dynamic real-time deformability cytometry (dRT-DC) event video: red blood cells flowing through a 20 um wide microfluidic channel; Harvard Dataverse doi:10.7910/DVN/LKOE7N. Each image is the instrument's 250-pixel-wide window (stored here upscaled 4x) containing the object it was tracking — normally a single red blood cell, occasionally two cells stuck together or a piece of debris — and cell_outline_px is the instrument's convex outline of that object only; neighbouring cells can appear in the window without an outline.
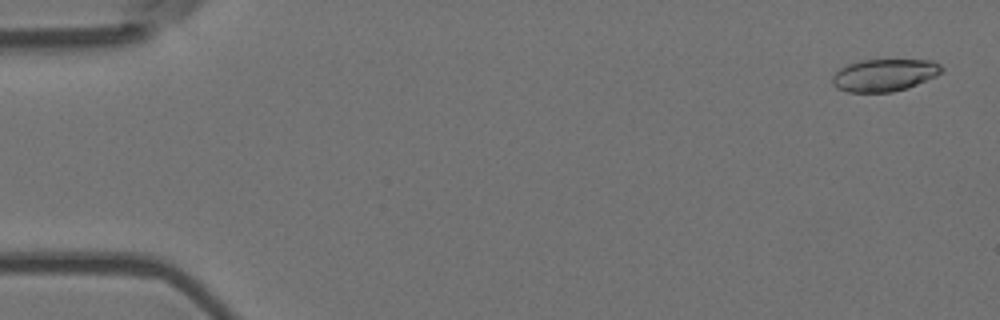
{"species": "Egyptian fruit bat (a non-hibernating species)", "species_latin": "Rousettus aegyptiacus", "temperature_condition": "room temperature", "stored_images_in_passage": 5, "camera_frame_rate_fps": 3000, "um_per_image_px": 0.085, "animal": {"sex": "female"}, "frame": {"image": 1, "passage_image": 1, "time_ms": 0.0, "image_size_px": [1000, 320], "cell_outline_px": [[944, 72], [936, 76], [908, 88], [892, 92], [848, 92], [836, 88], [832, 84], [832, 76], [840, 68], [848, 64], [860, 60], [932, 60], [940, 64], [944, 68]], "centroid_in_image_um": [75.19, 6.38], "position_along_channel_um": 9.8, "area_um2": 20.75}}
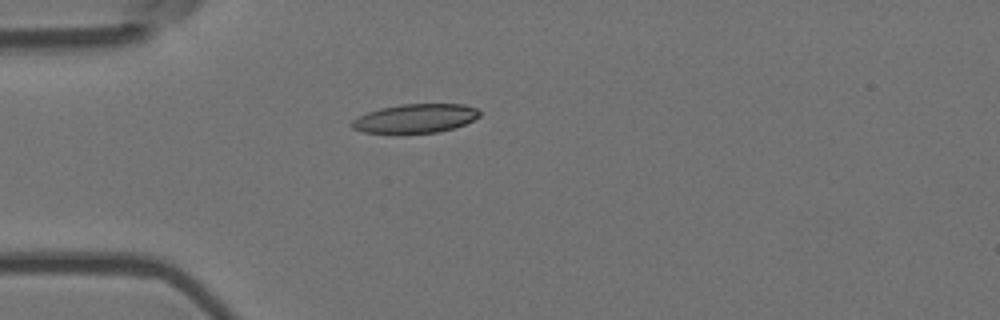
{"frame": {"image": 2, "passage_image": 5, "time_ms": 1.333, "image_size_px": [1000, 320], "cell_outline_px": [[480, 116], [464, 124], [452, 128], [436, 132], [364, 132], [352, 128], [348, 124], [352, 120], [368, 112], [380, 108], [400, 104], [464, 104], [476, 108], [480, 112]], "centroid_in_image_um": [35.29, 10.04], "position_along_channel_um": 49.7, "area_um2": 21.15}}